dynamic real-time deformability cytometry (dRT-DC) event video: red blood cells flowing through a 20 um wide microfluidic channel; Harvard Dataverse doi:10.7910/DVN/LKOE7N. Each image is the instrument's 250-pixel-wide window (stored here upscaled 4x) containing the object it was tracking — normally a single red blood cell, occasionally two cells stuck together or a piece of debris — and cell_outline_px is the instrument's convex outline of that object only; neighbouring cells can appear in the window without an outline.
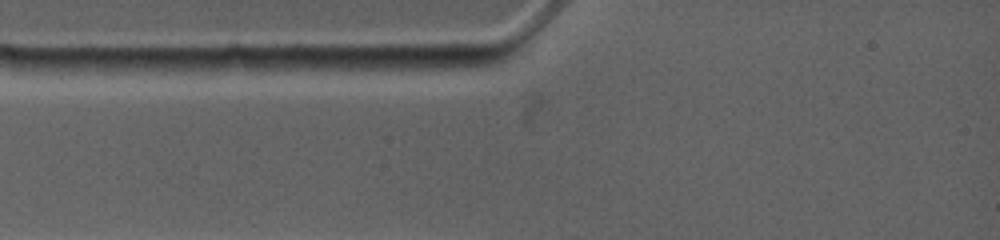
{"species": "common noctule bat (a hibernating species)", "species_latin": "Nyctalus noctula", "temperature_condition": "warm", "stored_images_in_passage": 2, "camera_frame_rate_fps": 4500, "um_per_image_px": 0.085, "animal": {"sex": "female", "body_mass_g": 19.0, "forearm_length_mm": 53.3}, "frame": {"image": 1, "passage_image": 2, "time_ms": 0.444, "image_size_px": [1000, 240], "cell_outline_px": [[500, 60], [496, 64], [468, 68], [424, 72], [368, 76], [360, 68], [372, 56], [496, 56]], "centroid_in_image_um": [35.93, 5.43], "position_along_channel_um": 49.1, "area_um2": 14.28}}